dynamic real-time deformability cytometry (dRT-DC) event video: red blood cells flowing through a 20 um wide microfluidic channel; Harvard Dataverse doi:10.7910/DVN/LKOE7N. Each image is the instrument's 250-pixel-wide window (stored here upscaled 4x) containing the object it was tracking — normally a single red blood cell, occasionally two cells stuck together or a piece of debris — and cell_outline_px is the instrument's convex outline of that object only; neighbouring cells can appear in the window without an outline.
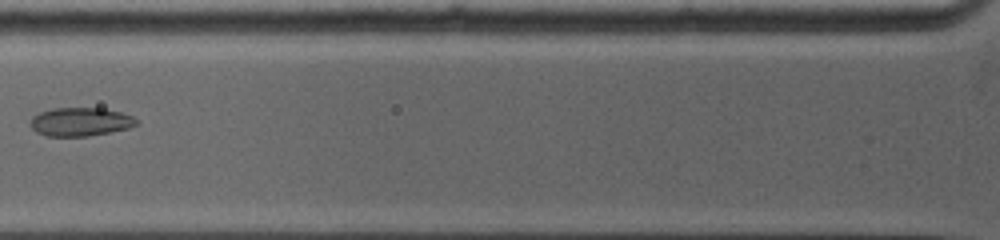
{"species": "common noctule bat (a hibernating species)", "species_latin": "Nyctalus noctula", "temperature_condition": "warm", "stored_images_in_passage": 14, "camera_frame_rate_fps": 5000, "um_per_image_px": 0.085, "animal": {"sex": "female", "body_mass_g": 19.0, "forearm_length_mm": 53.3}, "frame": {"image": 1, "passage_image": 5, "time_ms": 2.2, "image_size_px": [1000, 240], "cell_outline_px": [[140, 124], [128, 128], [88, 136], [44, 136], [36, 132], [28, 124], [28, 120], [32, 116], [40, 112], [52, 108], [104, 108], [120, 112], [132, 116]], "centroid_in_image_um": [6.78, 10.35], "position_along_channel_um": 119.0, "area_um2": 17.8}}
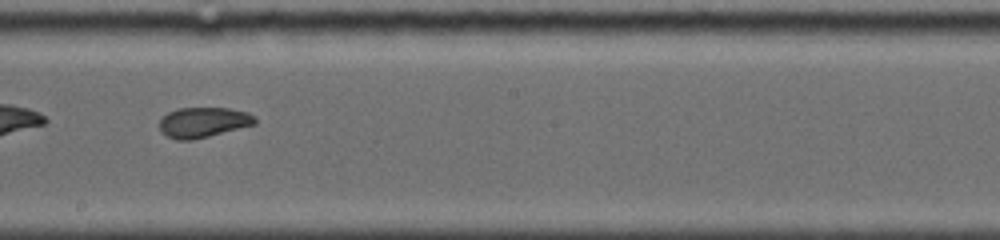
{"frame": {"image": 2, "passage_image": 10, "time_ms": 5.0, "image_size_px": [1000, 240], "cell_outline_px": [[256, 124], [192, 140], [176, 140], [160, 132], [160, 120], [168, 112], [180, 108], [228, 108], [248, 112], [256, 116]], "centroid_in_image_um": [17.29, 10.39], "position_along_channel_um": 230.9, "area_um2": 16.76}}